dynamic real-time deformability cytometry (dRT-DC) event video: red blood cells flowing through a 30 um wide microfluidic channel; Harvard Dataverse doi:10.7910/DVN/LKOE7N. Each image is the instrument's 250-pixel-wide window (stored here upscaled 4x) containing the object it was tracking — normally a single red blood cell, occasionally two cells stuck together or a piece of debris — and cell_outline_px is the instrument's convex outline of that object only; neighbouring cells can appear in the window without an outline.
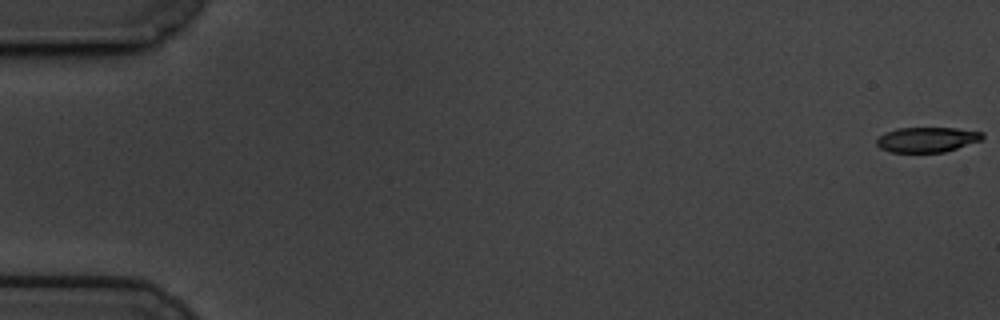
{"species": "common noctule bat (a hibernating species)", "species_latin": "Nyctalus noctula", "temperature_condition": "cold", "stored_images_in_passage": 60, "camera_frame_rate_fps": 3000, "um_per_image_px": 0.085, "animal": {"sex": "male", "body_mass_g": 19.5, "forearm_length_mm": 54.6}, "frame": {"image": 1, "passage_image": 1, "time_ms": 0.0, "image_size_px": [1000, 320], "cell_outline_px": [[984, 136], [980, 140], [944, 152], [888, 152], [880, 148], [876, 144], [876, 140], [884, 132], [896, 128], [956, 128], [984, 132]], "centroid_in_image_um": [78.76, 11.86], "position_along_channel_um": 6.2, "area_um2": 15.43}}
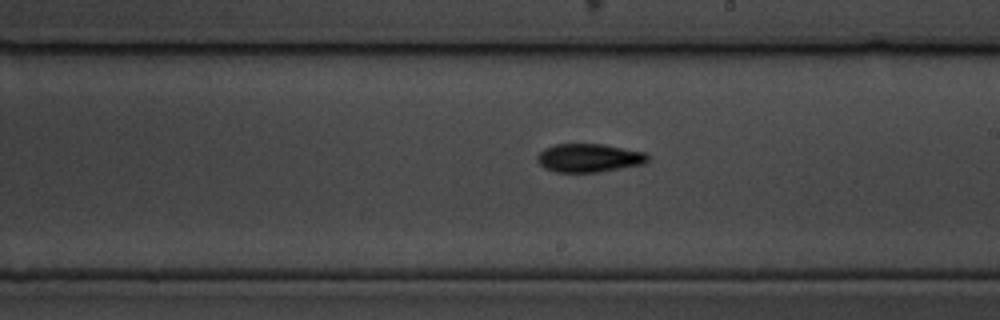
{"frame": {"image": 2, "passage_image": 35, "time_ms": 11.333, "image_size_px": [1000, 320], "cell_outline_px": [[648, 160], [644, 164], [596, 172], [556, 172], [544, 168], [536, 160], [536, 156], [544, 148], [556, 144], [604, 144], [648, 152]], "centroid_in_image_um": [50.07, 13.41], "position_along_channel_um": 238.9, "area_um2": 18.44}}
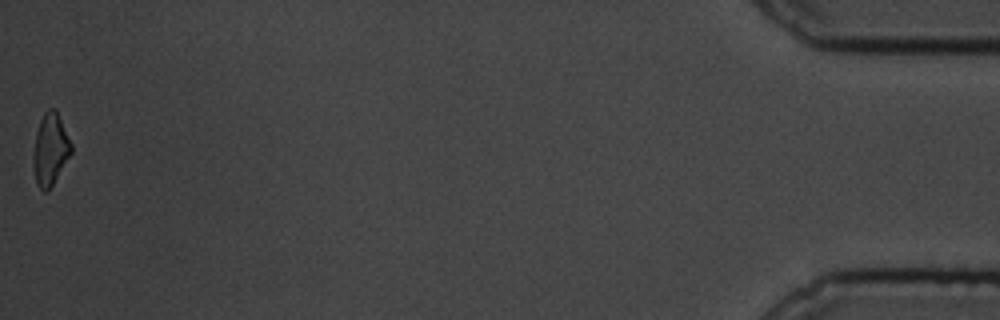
{"frame": {"image": 3, "passage_image": 60, "time_ms": 19.667, "image_size_px": [1000, 320], "cell_outline_px": [[72, 152], [48, 192], [44, 192], [36, 184], [32, 164], [32, 156], [36, 132], [40, 120], [44, 112], [48, 108], [56, 108], [72, 144]], "centroid_in_image_um": [4.26, 12.69], "position_along_channel_um": 430.9, "area_um2": 16.13}, "authors_computed_cell_mechanics": {"area_um2": 17.3689, "velocity_mm_per_s": 3.4177, "shape_relaxation_time_tau1_ms": 4.808, "shape_relaxation_time_tau2_ms": 6.1691, "deformation_change_tau1": 0.1481, "deformation_change_tau2": 0.1346}}